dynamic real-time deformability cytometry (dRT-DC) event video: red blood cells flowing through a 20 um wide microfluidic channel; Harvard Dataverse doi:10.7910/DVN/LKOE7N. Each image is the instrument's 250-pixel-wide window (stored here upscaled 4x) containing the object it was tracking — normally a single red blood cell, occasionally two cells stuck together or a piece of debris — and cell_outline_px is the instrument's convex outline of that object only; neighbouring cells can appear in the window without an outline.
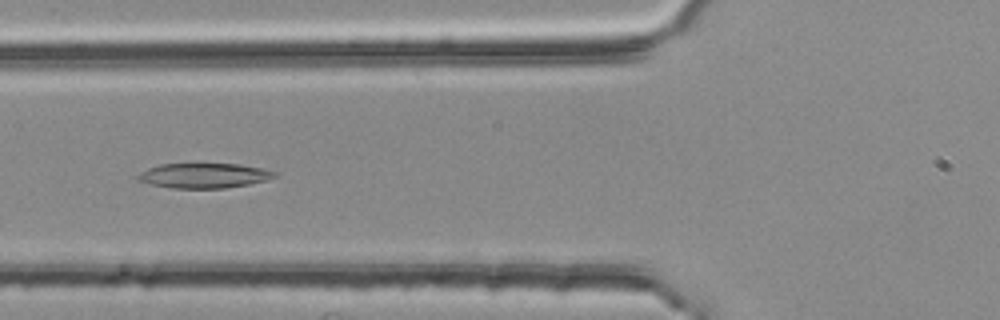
{"species": "common noctule bat (a hibernating species)", "species_latin": "Nyctalus noctula", "temperature_condition": "room temperature", "stored_images_in_passage": 50, "camera_frame_rate_fps": 3000, "um_per_image_px": 0.085, "animal": {"sex": "female", "body_mass_g": 25.1}, "frame": {"image": 1, "passage_image": 17, "time_ms": 5.333, "image_size_px": [1000, 320], "cell_outline_px": [[276, 176], [268, 180], [248, 184], [224, 188], [172, 188], [148, 184], [140, 180], [136, 176], [140, 172], [148, 168], [160, 164], [240, 164], [260, 168], [276, 172]], "centroid_in_image_um": [17.32, 14.93], "position_along_channel_um": 108.5, "area_um2": 19.71}}
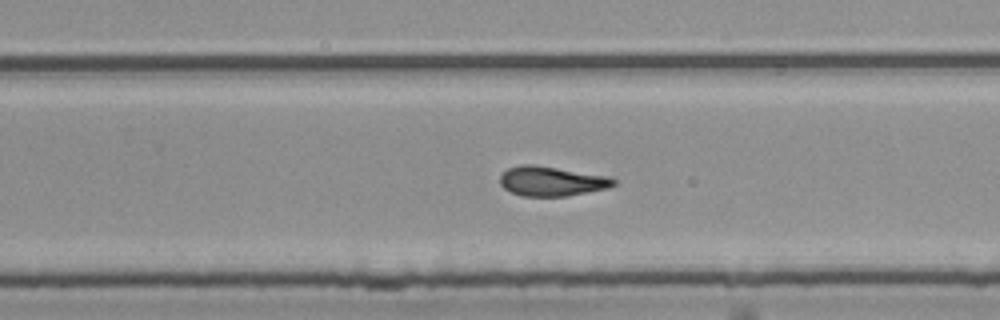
{"frame": {"image": 2, "passage_image": 31, "time_ms": 10.0, "image_size_px": [1000, 320], "cell_outline_px": [[616, 184], [608, 188], [568, 196], [524, 196], [512, 192], [504, 188], [500, 184], [500, 176], [508, 168], [520, 164], [532, 164], [608, 176], [616, 180]], "centroid_in_image_um": [46.89, 15.4], "position_along_channel_um": 282.9, "area_um2": 19.54}}
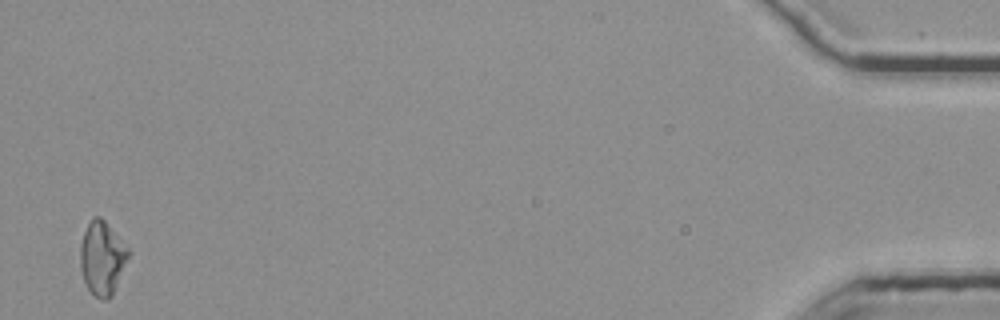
{"frame": {"image": 3, "passage_image": 50, "time_ms": 16.333, "image_size_px": [1000, 320], "cell_outline_px": [[128, 256], [112, 296], [108, 300], [100, 300], [88, 288], [84, 280], [80, 268], [80, 244], [84, 232], [88, 224], [96, 216], [100, 216], [104, 220], [128, 248]], "centroid_in_image_um": [8.66, 21.95], "position_along_channel_um": 426.5, "area_um2": 20.17}, "authors_computed_cell_mechanics": {"area_um2": 19.8832, "velocity_mm_per_s": 3.7388, "shape_relaxation_time_tau1_ms": null, "shape_relaxation_time_tau2_ms": 4.2469, "deformation_change_tau1": null, "deformation_change_tau2": 0.136}}